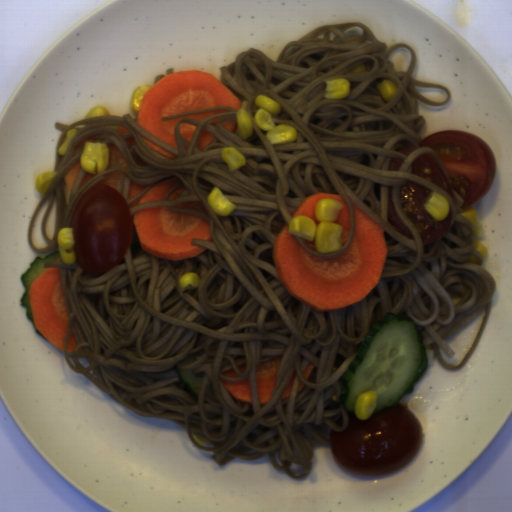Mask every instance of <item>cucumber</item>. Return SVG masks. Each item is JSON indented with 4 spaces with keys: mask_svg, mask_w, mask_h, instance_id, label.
Listing matches in <instances>:
<instances>
[{
    "mask_svg": "<svg viewBox=\"0 0 512 512\" xmlns=\"http://www.w3.org/2000/svg\"><path fill=\"white\" fill-rule=\"evenodd\" d=\"M422 339L409 315L386 312L361 340L354 359L340 377L344 389L339 401L345 411L355 413L358 397L370 390L377 395L373 413L410 395L429 366Z\"/></svg>",
    "mask_w": 512,
    "mask_h": 512,
    "instance_id": "1",
    "label": "cucumber"
},
{
    "mask_svg": "<svg viewBox=\"0 0 512 512\" xmlns=\"http://www.w3.org/2000/svg\"><path fill=\"white\" fill-rule=\"evenodd\" d=\"M63 260L59 252H54L45 257L37 256L30 264L29 269L22 275V284L25 287V293L20 298V305L26 308V318L34 323L33 310L30 297V289L33 281L39 277L49 267H45L47 262Z\"/></svg>",
    "mask_w": 512,
    "mask_h": 512,
    "instance_id": "2",
    "label": "cucumber"
},
{
    "mask_svg": "<svg viewBox=\"0 0 512 512\" xmlns=\"http://www.w3.org/2000/svg\"><path fill=\"white\" fill-rule=\"evenodd\" d=\"M175 371L179 374L180 380L185 383L188 390L199 397L201 383L205 376H196L189 370H180L177 364Z\"/></svg>",
    "mask_w": 512,
    "mask_h": 512,
    "instance_id": "3",
    "label": "cucumber"
},
{
    "mask_svg": "<svg viewBox=\"0 0 512 512\" xmlns=\"http://www.w3.org/2000/svg\"><path fill=\"white\" fill-rule=\"evenodd\" d=\"M35 331H36V334H37L40 338L44 339V340H45V341H47V342H50V341H49L45 336H43V335L38 331L37 327H36Z\"/></svg>",
    "mask_w": 512,
    "mask_h": 512,
    "instance_id": "4",
    "label": "cucumber"
}]
</instances>
